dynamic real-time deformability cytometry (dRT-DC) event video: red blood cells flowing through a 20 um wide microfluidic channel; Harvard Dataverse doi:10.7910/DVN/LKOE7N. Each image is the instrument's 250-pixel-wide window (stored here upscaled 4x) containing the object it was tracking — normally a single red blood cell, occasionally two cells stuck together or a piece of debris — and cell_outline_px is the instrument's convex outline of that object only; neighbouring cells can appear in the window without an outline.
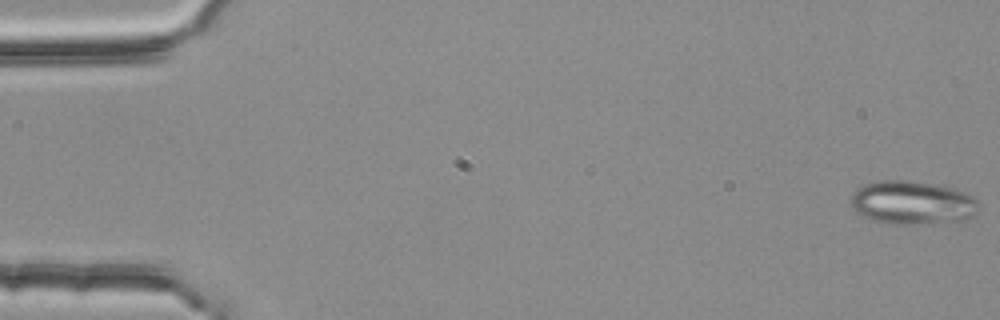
{"species": "common noctule bat (a hibernating species)", "species_latin": "Nyctalus noctula", "temperature_condition": "room temperature", "stored_images_in_passage": 4, "camera_frame_rate_fps": 3000, "um_per_image_px": 0.085, "animal": {"sex": "female", "body_mass_g": 25.1}, "frame": {"image": 1, "passage_image": 1, "time_ms": 0.0, "image_size_px": [1000, 320], "cell_outline_px": [[980, 208], [972, 216], [964, 220], [908, 224], [888, 224], [864, 216], [856, 212], [852, 208], [852, 192], [856, 188], [864, 184], [880, 180], [908, 180], [952, 188], [964, 192], [972, 196], [980, 204]], "centroid_in_image_um": [77.53, 17.22], "position_along_channel_um": 7.5, "area_um2": 32.19}}